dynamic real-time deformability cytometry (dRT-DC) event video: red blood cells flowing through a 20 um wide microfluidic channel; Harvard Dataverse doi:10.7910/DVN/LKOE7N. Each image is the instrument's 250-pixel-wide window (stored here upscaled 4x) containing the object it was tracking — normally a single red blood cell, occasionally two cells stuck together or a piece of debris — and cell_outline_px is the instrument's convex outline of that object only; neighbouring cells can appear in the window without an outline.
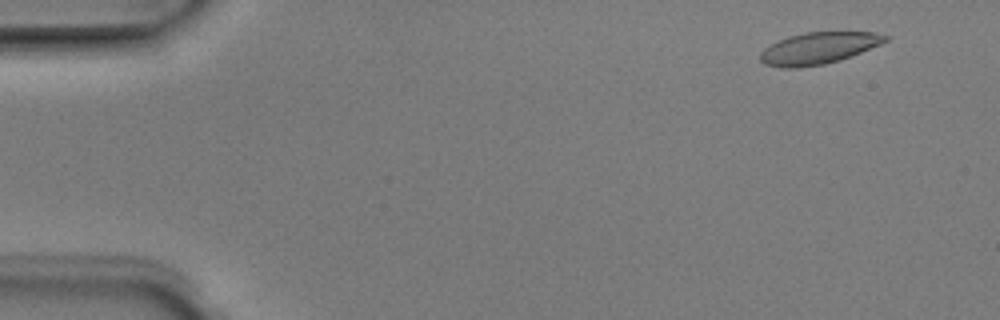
{"species": "Egyptian fruit bat (a non-hibernating species)", "species_latin": "Rousettus aegyptiacus", "temperature_condition": "room temperature", "stored_images_in_passage": 4, "camera_frame_rate_fps": 3000, "um_per_image_px": 0.085, "animal": {"sex": "male"}, "frame": {"image": 1, "passage_image": 1, "time_ms": 0.0, "image_size_px": [1000, 320], "cell_outline_px": [[888, 40], [880, 44], [840, 60], [824, 64], [796, 68], [780, 68], [764, 64], [760, 60], [760, 52], [764, 48], [788, 36], [804, 32], [876, 32], [888, 36]], "centroid_in_image_um": [69.54, 4.1], "position_along_channel_um": 15.5, "area_um2": 23.0}}